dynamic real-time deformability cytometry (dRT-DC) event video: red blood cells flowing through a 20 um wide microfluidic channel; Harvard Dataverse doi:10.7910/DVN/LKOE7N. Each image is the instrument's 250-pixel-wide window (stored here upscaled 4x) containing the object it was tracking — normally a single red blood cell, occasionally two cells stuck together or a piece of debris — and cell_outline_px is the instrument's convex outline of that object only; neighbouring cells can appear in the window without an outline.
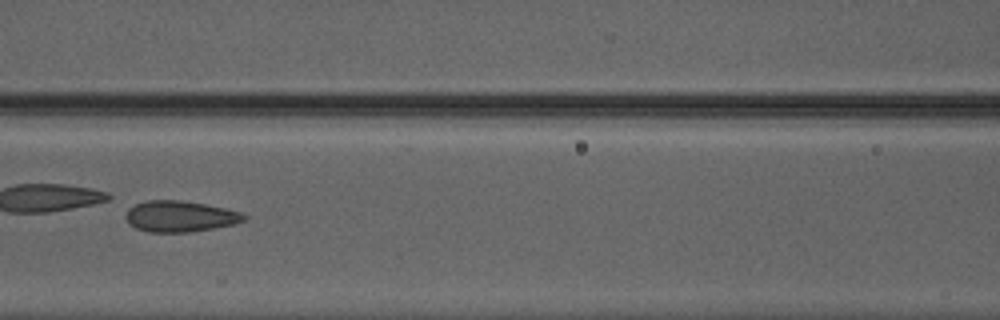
{"species": "Egyptian fruit bat (a non-hibernating species)", "species_latin": "Rousettus aegyptiacus", "temperature_condition": "warm", "stored_images_in_passage": 37, "camera_frame_rate_fps": 3000, "um_per_image_px": 0.085, "animal": {"sex": "male"}, "frame": {"image": 1, "passage_image": 16, "time_ms": 5.0, "image_size_px": [1000, 320], "cell_outline_px": [[248, 216], [244, 220], [236, 224], [188, 232], [148, 232], [136, 228], [128, 224], [124, 216], [128, 208], [136, 204], [148, 200], [180, 200], [204, 204], [224, 208], [240, 212]], "centroid_in_image_um": [15.27, 18.39], "position_along_channel_um": 151.3, "area_um2": 21.39}}
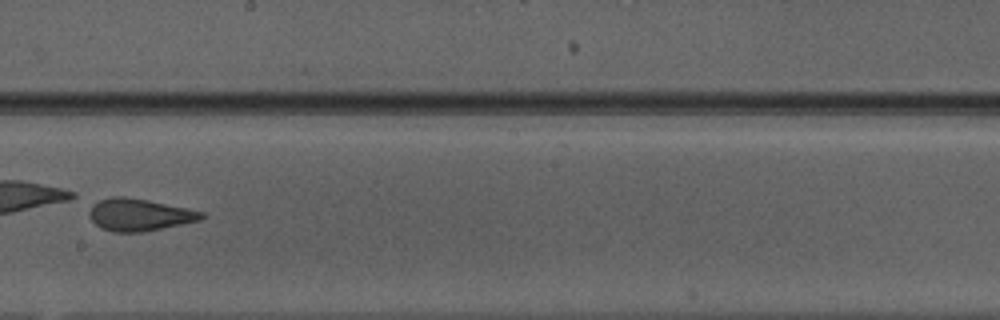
{"frame": {"image": 2, "passage_image": 22, "time_ms": 7.0, "image_size_px": [1000, 320], "cell_outline_px": [[204, 216], [200, 220], [184, 224], [144, 232], [112, 232], [100, 228], [92, 220], [92, 204], [100, 200], [112, 196], [124, 196], [148, 200], [204, 212]], "centroid_in_image_um": [11.87, 18.26], "position_along_channel_um": 236.3, "area_um2": 20.87}, "authors_computed_cell_mechanics": {"area_um2": 21.386, "velocity_mm_per_s": 4.265, "shape_relaxation_time_tau1_ms": 7.1931, "shape_relaxation_time_tau2_ms": 1.3849, "deformation_change_tau1": 0.1427, "deformation_change_tau2": 0.1056}}